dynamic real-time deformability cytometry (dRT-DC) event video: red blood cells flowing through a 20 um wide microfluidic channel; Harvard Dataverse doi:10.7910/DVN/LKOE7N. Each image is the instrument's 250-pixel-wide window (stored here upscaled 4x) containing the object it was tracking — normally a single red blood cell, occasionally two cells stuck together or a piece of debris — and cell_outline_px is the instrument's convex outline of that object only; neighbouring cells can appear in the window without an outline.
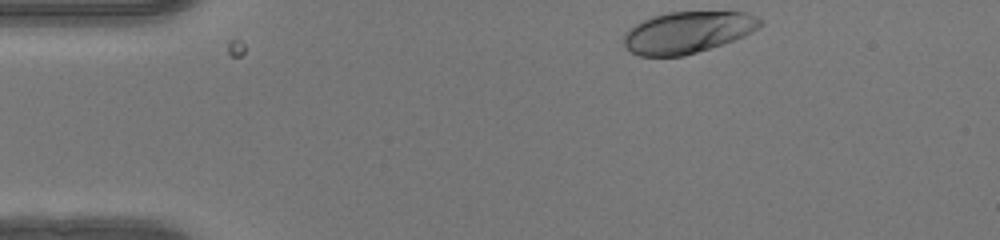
{"species": "human", "species_latin": "Homo sapiens", "temperature_condition": "warm", "stored_images_in_passage": 35, "camera_frame_rate_fps": 3000, "um_per_image_px": 0.085, "donor": {"sex": "female"}, "frame": {"image": 1, "passage_image": 1, "time_ms": 0.0, "image_size_px": [1000, 240], "cell_outline_px": [[764, 24], [752, 32], [744, 36], [684, 56], [640, 56], [624, 48], [624, 32], [628, 28], [652, 16], [668, 12], [748, 12], [764, 20]], "centroid_in_image_um": [58.44, 2.74], "position_along_channel_um": 26.6, "area_um2": 33.06}}
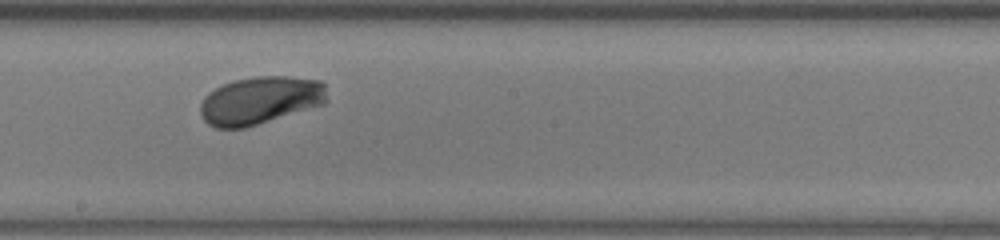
{"frame": {"image": 2, "passage_image": 21, "time_ms": 6.667, "image_size_px": [1000, 240], "cell_outline_px": [[328, 100], [324, 104], [244, 128], [216, 128], [208, 124], [200, 116], [200, 104], [204, 96], [208, 92], [224, 84], [236, 80], [256, 76], [288, 76], [320, 80], [324, 84]], "centroid_in_image_um": [22.11, 8.53], "position_along_channel_um": 226.1, "area_um2": 35.32}}
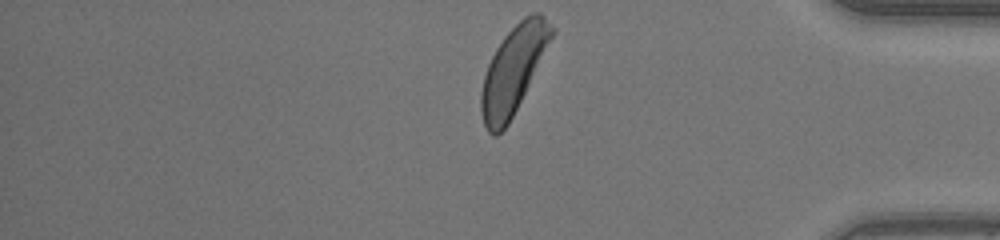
{"frame": {"image": 3, "passage_image": 35, "time_ms": 11.333, "image_size_px": [1000, 240], "cell_outline_px": [[556, 32], [508, 124], [496, 136], [492, 136], [488, 132], [484, 124], [480, 112], [480, 92], [484, 76], [488, 64], [496, 48], [504, 36], [524, 16], [532, 12], [540, 12], [556, 28]], "centroid_in_image_um": [43.64, 5.92], "position_along_channel_um": 391.6, "area_um2": 35.55}, "authors_computed_cell_mechanics": {"area_um2": 34.2176, "velocity_mm_per_s": 4.0812, "shape_relaxation_time_tau1_ms": 2.1987, "shape_relaxation_time_tau2_ms": null, "deformation_change_tau1": 0.1481, "deformation_change_tau2": null}}